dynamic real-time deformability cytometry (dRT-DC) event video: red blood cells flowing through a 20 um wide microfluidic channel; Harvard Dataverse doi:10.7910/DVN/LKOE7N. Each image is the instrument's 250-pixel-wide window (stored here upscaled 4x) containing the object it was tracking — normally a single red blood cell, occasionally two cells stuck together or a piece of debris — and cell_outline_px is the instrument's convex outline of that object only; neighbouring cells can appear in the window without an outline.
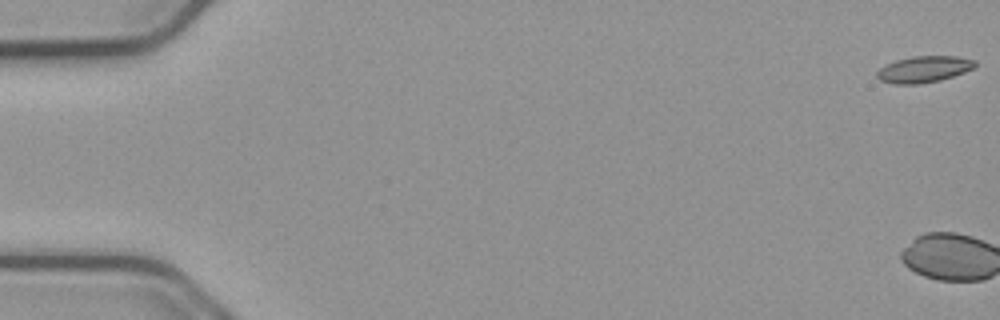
{"species": "common noctule bat (a hibernating species)", "species_latin": "Nyctalus noctula", "temperature_condition": "cold", "stored_images_in_passage": 3, "camera_frame_rate_fps": 3000, "um_per_image_px": 0.085, "animal": {"sex": "male", "body_mass_g": 23.1, "forearm_length_mm": 52.7}, "frame": {"image": 1, "passage_image": 1, "time_ms": 0.0, "image_size_px": [1000, 320], "cell_outline_px": [[976, 68], [940, 80], [920, 84], [892, 84], [880, 80], [876, 76], [876, 72], [880, 68], [896, 60], [912, 56], [956, 56], [976, 60]], "centroid_in_image_um": [78.54, 5.89], "position_along_channel_um": 6.5, "area_um2": 15.14}}